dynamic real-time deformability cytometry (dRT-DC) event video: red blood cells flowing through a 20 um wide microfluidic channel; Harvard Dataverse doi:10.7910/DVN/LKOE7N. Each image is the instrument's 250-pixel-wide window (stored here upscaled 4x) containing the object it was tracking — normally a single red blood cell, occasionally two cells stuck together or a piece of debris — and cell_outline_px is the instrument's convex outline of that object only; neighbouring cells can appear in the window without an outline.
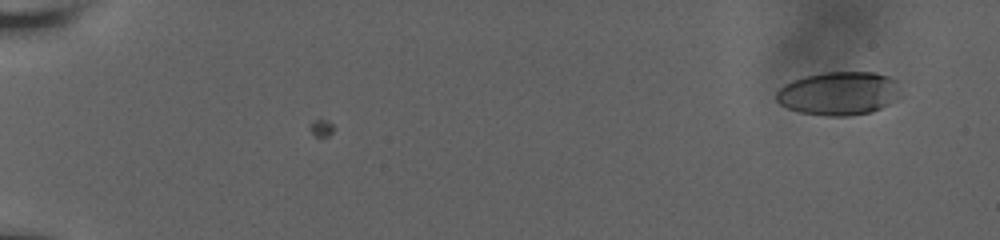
{"species": "human", "species_latin": "Homo sapiens", "temperature_condition": "room temperature", "stored_images_in_passage": 7, "camera_frame_rate_fps": 3000, "um_per_image_px": 0.085, "donor": {"sex": "male"}, "frame": {"image": 1, "passage_image": 7, "time_ms": 1.333, "image_size_px": [1000, 240], "cell_outline_px": [[904, 96], [872, 112], [848, 116], [824, 116], [800, 112], [788, 108], [780, 104], [776, 100], [776, 92], [784, 84], [792, 80], [804, 76], [824, 72], [876, 72], [888, 76], [896, 80]], "centroid_in_image_um": [71.34, 7.93], "position_along_channel_um": 13.7, "area_um2": 31.96}}